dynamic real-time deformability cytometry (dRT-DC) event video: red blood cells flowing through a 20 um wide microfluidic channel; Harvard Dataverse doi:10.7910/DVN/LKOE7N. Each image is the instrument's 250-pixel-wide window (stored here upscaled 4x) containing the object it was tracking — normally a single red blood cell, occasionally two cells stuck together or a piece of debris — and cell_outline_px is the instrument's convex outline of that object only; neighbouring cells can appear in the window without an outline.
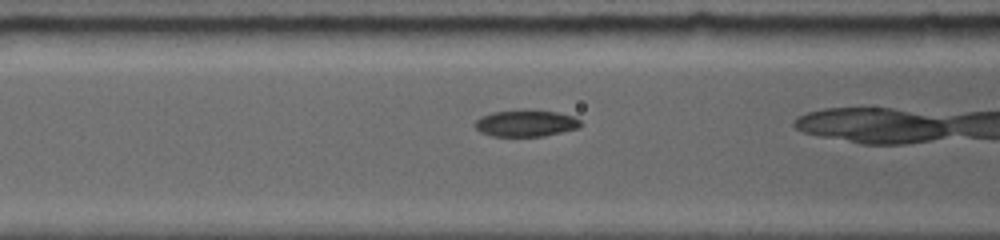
{"species": "common noctule bat (a hibernating species)", "species_latin": "Nyctalus noctula", "temperature_condition": "room temperature", "stored_images_in_passage": 19, "camera_frame_rate_fps": 5000, "um_per_image_px": 0.085, "animal": {"sex": "female", "body_mass_g": 19.0, "forearm_length_mm": 56.7}, "frame": {"image": 1, "passage_image": 4, "time_ms": 1.6, "image_size_px": [1000, 240], "cell_outline_px": [[580, 124], [576, 128], [560, 132], [540, 136], [496, 136], [484, 132], [476, 128], [476, 120], [480, 116], [492, 112], [520, 108], [556, 112], [572, 116], [580, 120]], "centroid_in_image_um": [44.67, 10.44], "position_along_channel_um": 121.9, "area_um2": 16.24}}
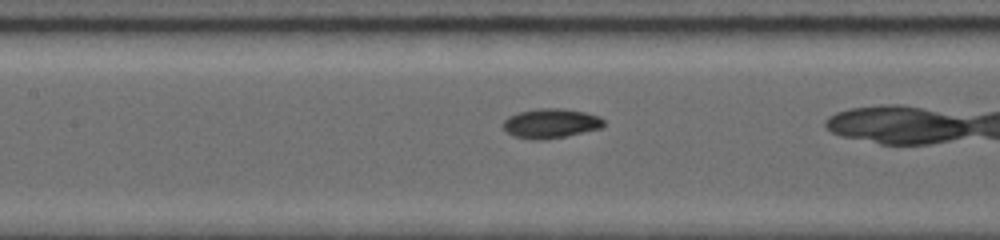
{"frame": {"image": 2, "passage_image": 6, "time_ms": 2.6, "image_size_px": [1000, 240], "cell_outline_px": [[604, 124], [600, 128], [564, 136], [516, 136], [508, 132], [504, 128], [504, 120], [508, 116], [520, 112], [536, 108], [564, 108], [584, 112], [600, 116], [604, 120]], "centroid_in_image_um": [46.87, 10.41], "position_along_channel_um": 160.5, "area_um2": 16.3}}
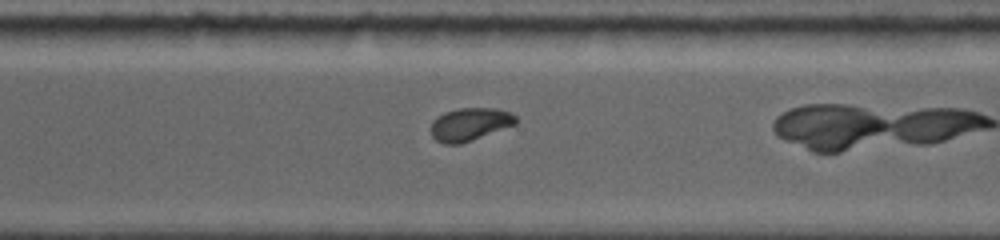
{"frame": {"image": 3, "passage_image": 14, "time_ms": 7.0, "image_size_px": [1000, 240], "cell_outline_px": [[516, 124], [472, 140], [460, 144], [444, 144], [436, 140], [432, 136], [428, 128], [432, 120], [436, 116], [444, 112], [460, 108], [496, 108], [512, 112], [516, 116]], "centroid_in_image_um": [39.89, 10.56], "position_along_channel_um": 330.7, "area_um2": 16.53}, "authors_computed_cell_mechanics": {"area_um2": 16.473, "velocity_mm_per_s": 3.8684, "shape_relaxation_time_tau1_ms": 4.7621, "shape_relaxation_time_tau2_ms": 4.3751, "deformation_change_tau1": 0.1684, "deformation_change_tau2": 0.0398}}